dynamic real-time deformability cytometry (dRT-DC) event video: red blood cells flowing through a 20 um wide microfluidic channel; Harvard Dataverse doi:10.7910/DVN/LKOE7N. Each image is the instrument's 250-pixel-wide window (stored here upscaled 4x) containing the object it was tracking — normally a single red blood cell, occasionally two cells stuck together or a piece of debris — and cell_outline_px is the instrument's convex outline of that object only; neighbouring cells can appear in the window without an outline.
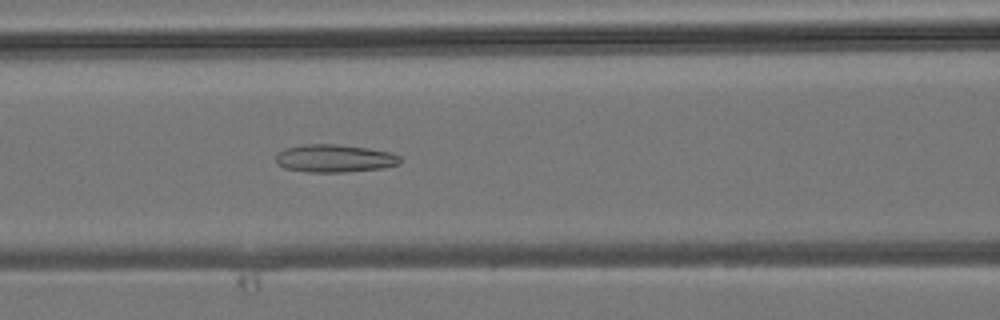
{"species": "common noctule bat (a hibernating species)", "species_latin": "Nyctalus noctula", "temperature_condition": "room temperature", "stored_images_in_passage": 29, "camera_frame_rate_fps": 3000, "um_per_image_px": 0.085, "animal": {"sex": "male", "body_mass_g": 19.2, "forearm_length_mm": 51.8}, "frame": {"image": 1, "passage_image": 15, "time_ms": 4.667, "image_size_px": [1000, 320], "cell_outline_px": [[400, 160], [396, 164], [384, 168], [344, 172], [308, 172], [284, 168], [276, 164], [276, 152], [284, 148], [304, 144], [336, 144], [368, 148], [392, 152], [400, 156]], "centroid_in_image_um": [28.39, 13.46], "position_along_channel_um": 138.2, "area_um2": 20.29}}
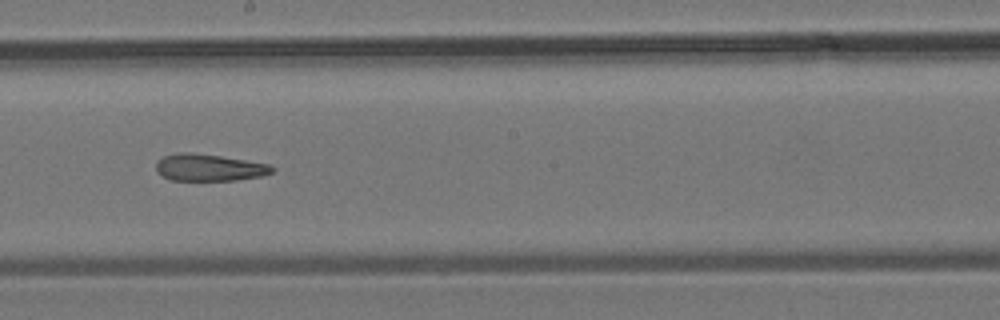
{"frame": {"image": 2, "passage_image": 21, "time_ms": 6.667, "image_size_px": [1000, 320], "cell_outline_px": [[276, 168], [272, 172], [260, 176], [236, 180], [172, 180], [156, 172], [156, 160], [164, 156], [180, 152], [192, 152], [220, 156], [272, 164]], "centroid_in_image_um": [17.78, 14.23], "position_along_channel_um": 230.4, "area_um2": 18.26}}
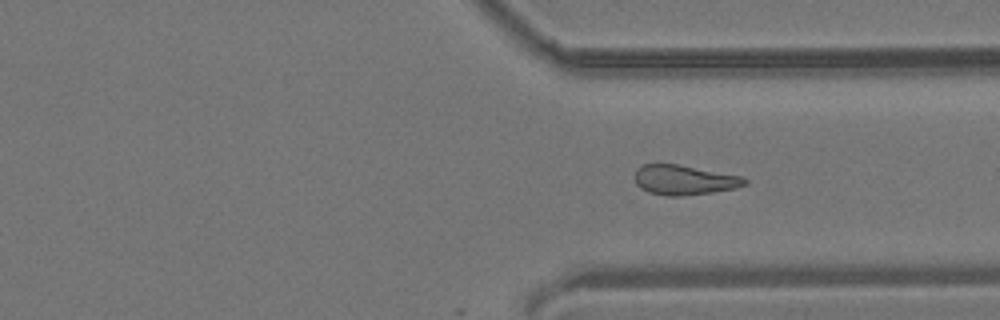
{"frame": {"image": 3, "passage_image": 29, "time_ms": 9.333, "image_size_px": [1000, 320], "cell_outline_px": [[748, 184], [736, 188], [712, 192], [680, 196], [664, 196], [648, 192], [640, 188], [636, 184], [636, 168], [640, 164], [676, 164], [744, 176], [748, 180]], "centroid_in_image_um": [58.17, 15.3], "position_along_channel_um": 353.2, "area_um2": 19.25}}